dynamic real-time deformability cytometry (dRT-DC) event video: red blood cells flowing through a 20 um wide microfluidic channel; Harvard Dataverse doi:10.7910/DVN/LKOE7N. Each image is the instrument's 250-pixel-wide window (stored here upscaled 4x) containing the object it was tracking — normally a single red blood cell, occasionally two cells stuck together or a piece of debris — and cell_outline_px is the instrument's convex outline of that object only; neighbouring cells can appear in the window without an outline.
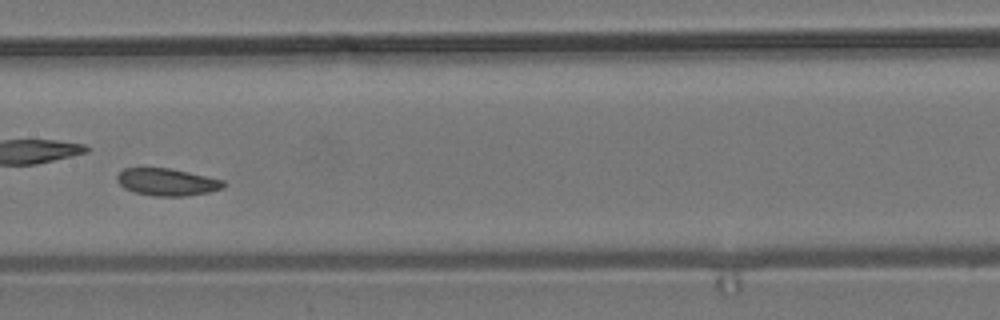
{"species": "common noctule bat (a hibernating species)", "species_latin": "Nyctalus noctula", "temperature_condition": "room temperature", "stored_images_in_passage": 9, "camera_frame_rate_fps": 3000, "um_per_image_px": 0.085, "animal": {"sex": "male", "body_mass_g": 19.2, "forearm_length_mm": 51.8}, "frame": {"image": 1, "passage_image": 8, "time_ms": 2.333, "image_size_px": [1000, 320], "cell_outline_px": [[224, 188], [208, 192], [188, 196], [156, 196], [132, 192], [124, 188], [116, 180], [116, 176], [124, 168], [168, 168], [188, 172], [224, 180]], "centroid_in_image_um": [14.18, 15.48], "position_along_channel_um": 193.2, "area_um2": 16.88}}